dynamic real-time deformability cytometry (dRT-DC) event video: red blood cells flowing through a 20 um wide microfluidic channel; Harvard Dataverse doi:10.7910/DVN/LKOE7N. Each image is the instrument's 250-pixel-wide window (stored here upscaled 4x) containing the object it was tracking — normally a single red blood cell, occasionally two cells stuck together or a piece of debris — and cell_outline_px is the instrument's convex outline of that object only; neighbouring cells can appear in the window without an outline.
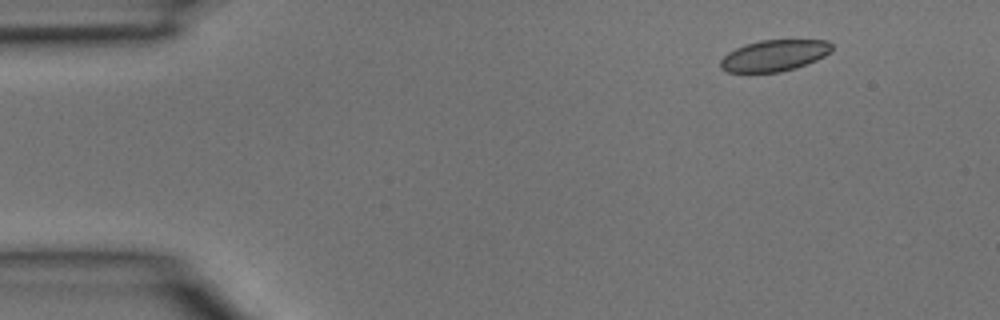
{"species": "common noctule bat (a hibernating species)", "species_latin": "Nyctalus noctula", "temperature_condition": "room temperature", "stored_images_in_passage": 4, "camera_frame_rate_fps": 3000, "um_per_image_px": 0.085, "animal": {"sex": "male", "body_mass_g": 15.6}, "frame": {"image": 1, "passage_image": 1, "time_ms": 0.0, "image_size_px": [1000, 320], "cell_outline_px": [[832, 52], [816, 60], [796, 68], [780, 72], [728, 72], [720, 68], [720, 60], [728, 52], [744, 44], [760, 40], [828, 40], [832, 44]], "centroid_in_image_um": [65.82, 4.72], "position_along_channel_um": 19.2, "area_um2": 20.4}}
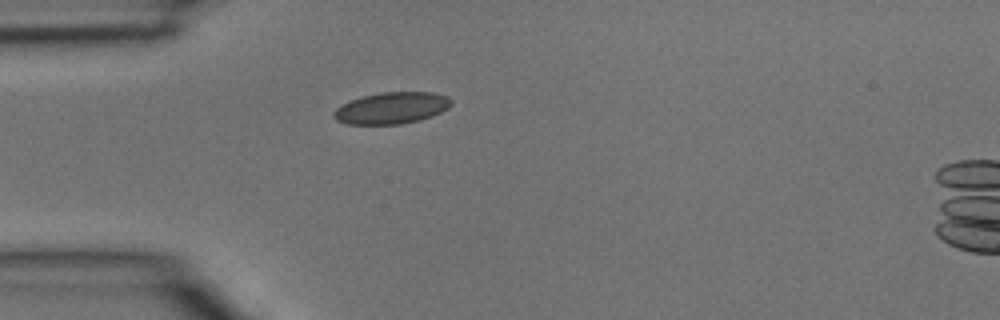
{"frame": {"image": 2, "passage_image": 3, "time_ms": 0.667, "image_size_px": [1000, 320], "cell_outline_px": [[452, 104], [448, 108], [432, 116], [420, 120], [400, 124], [348, 124], [336, 120], [332, 116], [332, 112], [336, 108], [352, 100], [364, 96], [380, 92], [432, 92], [448, 96], [452, 100]], "centroid_in_image_um": [33.31, 9.18], "position_along_channel_um": 51.7, "area_um2": 21.62}}